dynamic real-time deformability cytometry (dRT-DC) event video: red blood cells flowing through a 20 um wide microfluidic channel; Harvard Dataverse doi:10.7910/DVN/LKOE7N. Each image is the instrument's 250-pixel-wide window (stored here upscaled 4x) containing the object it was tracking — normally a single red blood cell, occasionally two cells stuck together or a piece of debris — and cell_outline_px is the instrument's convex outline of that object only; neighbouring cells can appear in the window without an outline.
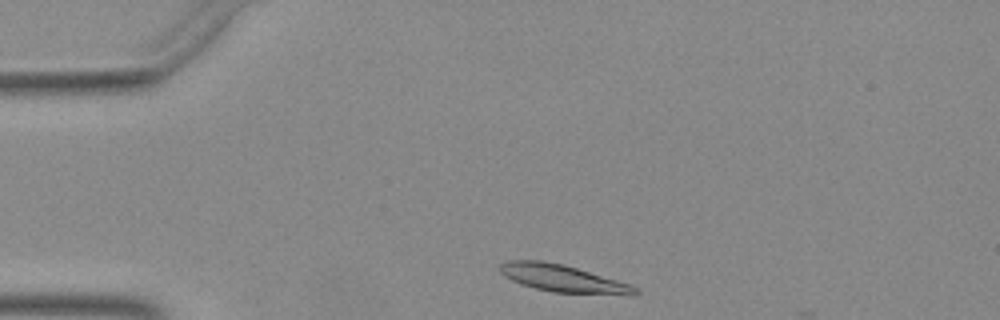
{"species": "Egyptian fruit bat (a non-hibernating species)", "species_latin": "Rousettus aegyptiacus", "temperature_condition": "warm", "stored_images_in_passage": 4, "camera_frame_rate_fps": 3000, "um_per_image_px": 0.085, "animal": {"sex": "female"}, "frame": {"image": 1, "passage_image": 1, "time_ms": 0.0, "image_size_px": [1000, 320], "cell_outline_px": [[640, 292], [636, 296], [628, 296], [552, 292], [520, 284], [504, 276], [500, 272], [500, 264], [508, 260], [540, 260], [564, 264], [616, 280], [628, 284], [636, 288]], "centroid_in_image_um": [47.87, 23.68], "position_along_channel_um": 37.1, "area_um2": 21.68}}